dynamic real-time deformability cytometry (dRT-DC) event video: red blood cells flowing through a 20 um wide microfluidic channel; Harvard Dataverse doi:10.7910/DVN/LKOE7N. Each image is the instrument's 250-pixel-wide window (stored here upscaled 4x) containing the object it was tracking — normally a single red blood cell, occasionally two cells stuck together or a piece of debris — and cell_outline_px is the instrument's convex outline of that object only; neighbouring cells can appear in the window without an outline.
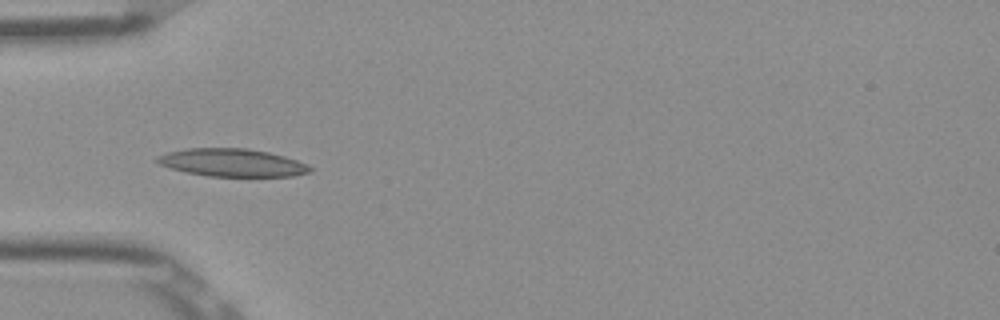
{"species": "Egyptian fruit bat (a non-hibernating species)", "species_latin": "Rousettus aegyptiacus", "temperature_condition": "room temperature", "stored_images_in_passage": 37, "camera_frame_rate_fps": 3000, "um_per_image_px": 0.085, "frame": {"image": 1, "passage_image": 1, "time_ms": 0.0, "image_size_px": [1000, 320], "cell_outline_px": [[312, 172], [292, 176], [208, 176], [188, 172], [172, 168], [160, 164], [156, 160], [156, 156], [168, 152], [188, 148], [248, 148], [268, 152], [284, 156], [308, 164], [312, 168]], "centroid_in_image_um": [19.77, 13.82], "position_along_channel_um": 65.2, "area_um2": 24.62}}
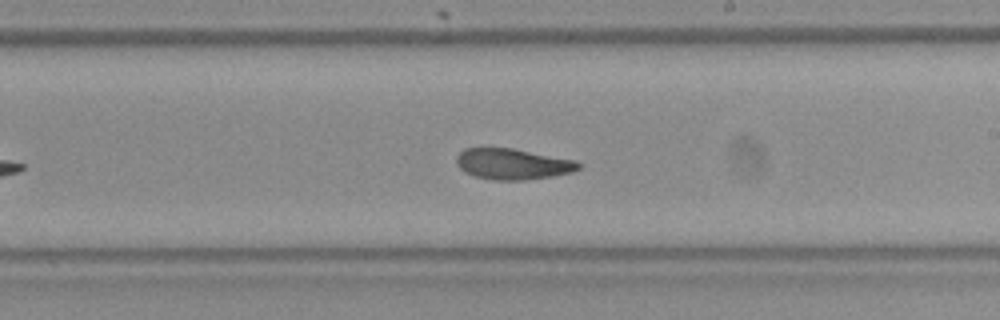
{"frame": {"image": 2, "passage_image": 15, "time_ms": 4.667, "image_size_px": [1000, 320], "cell_outline_px": [[580, 168], [572, 172], [552, 176], [524, 180], [496, 180], [476, 176], [464, 172], [456, 164], [456, 156], [464, 148], [512, 148], [576, 160], [580, 164]], "centroid_in_image_um": [43.57, 13.94], "position_along_channel_um": 245.4, "area_um2": 21.91}}
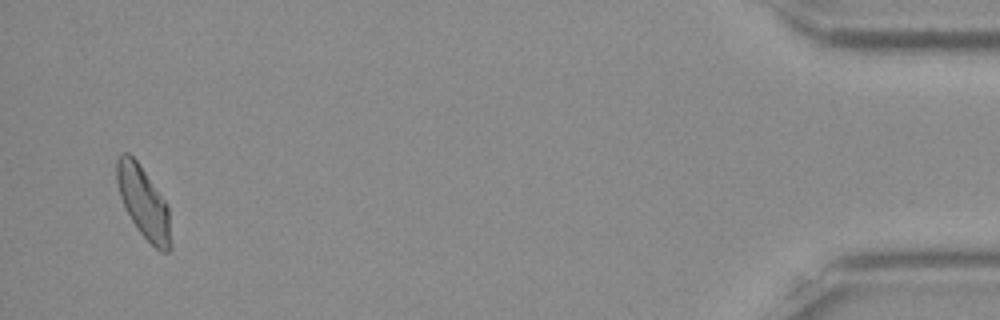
{"frame": {"image": 3, "passage_image": 35, "time_ms": 11.333, "image_size_px": [1000, 320], "cell_outline_px": [[172, 248], [168, 252], [160, 252], [140, 232], [132, 220], [120, 196], [116, 180], [116, 160], [124, 152], [128, 152], [136, 160], [168, 204], [172, 244]], "centroid_in_image_um": [12.23, 17.23], "position_along_channel_um": 423.0, "area_um2": 22.31}, "authors_computed_cell_mechanics": {"area_um2": 22.3108, "velocity_mm_per_s": 3.875, "shape_relaxation_time_tau1_ms": 10.0328, "shape_relaxation_time_tau2_ms": 2.7018, "deformation_change_tau1": 0.2239, "deformation_change_tau2": 0.0771}}